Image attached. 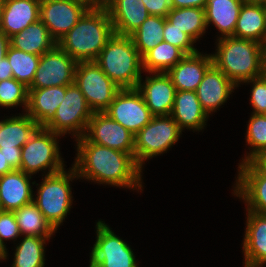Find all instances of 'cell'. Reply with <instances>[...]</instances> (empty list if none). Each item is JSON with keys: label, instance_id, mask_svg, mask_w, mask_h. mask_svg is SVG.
Returning a JSON list of instances; mask_svg holds the SVG:
<instances>
[{"label": "cell", "instance_id": "49", "mask_svg": "<svg viewBox=\"0 0 266 267\" xmlns=\"http://www.w3.org/2000/svg\"><path fill=\"white\" fill-rule=\"evenodd\" d=\"M243 3L253 4V5H258V6H265L266 0H243Z\"/></svg>", "mask_w": 266, "mask_h": 267}, {"label": "cell", "instance_id": "26", "mask_svg": "<svg viewBox=\"0 0 266 267\" xmlns=\"http://www.w3.org/2000/svg\"><path fill=\"white\" fill-rule=\"evenodd\" d=\"M243 0H207L205 22L214 24L222 37L233 36Z\"/></svg>", "mask_w": 266, "mask_h": 267}, {"label": "cell", "instance_id": "25", "mask_svg": "<svg viewBox=\"0 0 266 267\" xmlns=\"http://www.w3.org/2000/svg\"><path fill=\"white\" fill-rule=\"evenodd\" d=\"M10 46L29 54L41 56L53 49L57 42L39 19L20 33L9 38Z\"/></svg>", "mask_w": 266, "mask_h": 267}, {"label": "cell", "instance_id": "40", "mask_svg": "<svg viewBox=\"0 0 266 267\" xmlns=\"http://www.w3.org/2000/svg\"><path fill=\"white\" fill-rule=\"evenodd\" d=\"M150 15L166 17L172 9L171 0H142Z\"/></svg>", "mask_w": 266, "mask_h": 267}, {"label": "cell", "instance_id": "1", "mask_svg": "<svg viewBox=\"0 0 266 267\" xmlns=\"http://www.w3.org/2000/svg\"><path fill=\"white\" fill-rule=\"evenodd\" d=\"M77 152L72 167L79 178L117 187L142 188V169L131 154L89 142L84 136L77 139Z\"/></svg>", "mask_w": 266, "mask_h": 267}, {"label": "cell", "instance_id": "31", "mask_svg": "<svg viewBox=\"0 0 266 267\" xmlns=\"http://www.w3.org/2000/svg\"><path fill=\"white\" fill-rule=\"evenodd\" d=\"M166 20L189 35L195 42L205 33V9L188 7L172 8Z\"/></svg>", "mask_w": 266, "mask_h": 267}, {"label": "cell", "instance_id": "2", "mask_svg": "<svg viewBox=\"0 0 266 267\" xmlns=\"http://www.w3.org/2000/svg\"><path fill=\"white\" fill-rule=\"evenodd\" d=\"M113 35V24L105 7H90L57 45L77 63L95 62Z\"/></svg>", "mask_w": 266, "mask_h": 267}, {"label": "cell", "instance_id": "18", "mask_svg": "<svg viewBox=\"0 0 266 267\" xmlns=\"http://www.w3.org/2000/svg\"><path fill=\"white\" fill-rule=\"evenodd\" d=\"M107 10L115 34L130 36L149 17L142 0H106Z\"/></svg>", "mask_w": 266, "mask_h": 267}, {"label": "cell", "instance_id": "10", "mask_svg": "<svg viewBox=\"0 0 266 267\" xmlns=\"http://www.w3.org/2000/svg\"><path fill=\"white\" fill-rule=\"evenodd\" d=\"M104 113L134 135L153 117L137 88L120 89Z\"/></svg>", "mask_w": 266, "mask_h": 267}, {"label": "cell", "instance_id": "33", "mask_svg": "<svg viewBox=\"0 0 266 267\" xmlns=\"http://www.w3.org/2000/svg\"><path fill=\"white\" fill-rule=\"evenodd\" d=\"M50 237L24 236L16 247L12 267H44V244Z\"/></svg>", "mask_w": 266, "mask_h": 267}, {"label": "cell", "instance_id": "21", "mask_svg": "<svg viewBox=\"0 0 266 267\" xmlns=\"http://www.w3.org/2000/svg\"><path fill=\"white\" fill-rule=\"evenodd\" d=\"M246 226L244 267H263L266 263V215L248 211Z\"/></svg>", "mask_w": 266, "mask_h": 267}, {"label": "cell", "instance_id": "24", "mask_svg": "<svg viewBox=\"0 0 266 267\" xmlns=\"http://www.w3.org/2000/svg\"><path fill=\"white\" fill-rule=\"evenodd\" d=\"M170 116L183 130H202L208 119L207 113L203 110L195 91H176L174 106Z\"/></svg>", "mask_w": 266, "mask_h": 267}, {"label": "cell", "instance_id": "45", "mask_svg": "<svg viewBox=\"0 0 266 267\" xmlns=\"http://www.w3.org/2000/svg\"><path fill=\"white\" fill-rule=\"evenodd\" d=\"M13 170L14 169L11 167L8 161L5 160V156L0 151V176H3L6 173L12 172Z\"/></svg>", "mask_w": 266, "mask_h": 267}, {"label": "cell", "instance_id": "17", "mask_svg": "<svg viewBox=\"0 0 266 267\" xmlns=\"http://www.w3.org/2000/svg\"><path fill=\"white\" fill-rule=\"evenodd\" d=\"M234 87L237 86L212 64L195 92L203 110L209 116L211 112L216 111L226 102Z\"/></svg>", "mask_w": 266, "mask_h": 267}, {"label": "cell", "instance_id": "29", "mask_svg": "<svg viewBox=\"0 0 266 267\" xmlns=\"http://www.w3.org/2000/svg\"><path fill=\"white\" fill-rule=\"evenodd\" d=\"M13 212L20 229V235L51 237L56 231L34 202L23 205Z\"/></svg>", "mask_w": 266, "mask_h": 267}, {"label": "cell", "instance_id": "13", "mask_svg": "<svg viewBox=\"0 0 266 267\" xmlns=\"http://www.w3.org/2000/svg\"><path fill=\"white\" fill-rule=\"evenodd\" d=\"M89 8L80 0H41L39 18L58 42Z\"/></svg>", "mask_w": 266, "mask_h": 267}, {"label": "cell", "instance_id": "46", "mask_svg": "<svg viewBox=\"0 0 266 267\" xmlns=\"http://www.w3.org/2000/svg\"><path fill=\"white\" fill-rule=\"evenodd\" d=\"M266 175V152L252 161Z\"/></svg>", "mask_w": 266, "mask_h": 267}, {"label": "cell", "instance_id": "44", "mask_svg": "<svg viewBox=\"0 0 266 267\" xmlns=\"http://www.w3.org/2000/svg\"><path fill=\"white\" fill-rule=\"evenodd\" d=\"M9 45V37L0 31V61L6 57Z\"/></svg>", "mask_w": 266, "mask_h": 267}, {"label": "cell", "instance_id": "14", "mask_svg": "<svg viewBox=\"0 0 266 267\" xmlns=\"http://www.w3.org/2000/svg\"><path fill=\"white\" fill-rule=\"evenodd\" d=\"M84 137L92 143L129 153L134 157V134L104 112H94Z\"/></svg>", "mask_w": 266, "mask_h": 267}, {"label": "cell", "instance_id": "28", "mask_svg": "<svg viewBox=\"0 0 266 267\" xmlns=\"http://www.w3.org/2000/svg\"><path fill=\"white\" fill-rule=\"evenodd\" d=\"M39 127L26 113L0 121V149H21Z\"/></svg>", "mask_w": 266, "mask_h": 267}, {"label": "cell", "instance_id": "43", "mask_svg": "<svg viewBox=\"0 0 266 267\" xmlns=\"http://www.w3.org/2000/svg\"><path fill=\"white\" fill-rule=\"evenodd\" d=\"M11 78H13L12 68L7 57H4L0 61V81Z\"/></svg>", "mask_w": 266, "mask_h": 267}, {"label": "cell", "instance_id": "7", "mask_svg": "<svg viewBox=\"0 0 266 267\" xmlns=\"http://www.w3.org/2000/svg\"><path fill=\"white\" fill-rule=\"evenodd\" d=\"M182 130L169 116H153L151 121L134 135V160L142 169L145 160L171 148L179 139Z\"/></svg>", "mask_w": 266, "mask_h": 267}, {"label": "cell", "instance_id": "37", "mask_svg": "<svg viewBox=\"0 0 266 267\" xmlns=\"http://www.w3.org/2000/svg\"><path fill=\"white\" fill-rule=\"evenodd\" d=\"M163 41L180 48L186 55L198 52V50L193 46L195 41L167 20H165L163 30Z\"/></svg>", "mask_w": 266, "mask_h": 267}, {"label": "cell", "instance_id": "47", "mask_svg": "<svg viewBox=\"0 0 266 267\" xmlns=\"http://www.w3.org/2000/svg\"><path fill=\"white\" fill-rule=\"evenodd\" d=\"M86 3L89 7H103L106 0H80Z\"/></svg>", "mask_w": 266, "mask_h": 267}, {"label": "cell", "instance_id": "19", "mask_svg": "<svg viewBox=\"0 0 266 267\" xmlns=\"http://www.w3.org/2000/svg\"><path fill=\"white\" fill-rule=\"evenodd\" d=\"M213 64L212 55L196 52L185 55L167 74L176 91H196L207 69Z\"/></svg>", "mask_w": 266, "mask_h": 267}, {"label": "cell", "instance_id": "51", "mask_svg": "<svg viewBox=\"0 0 266 267\" xmlns=\"http://www.w3.org/2000/svg\"><path fill=\"white\" fill-rule=\"evenodd\" d=\"M1 16H2V0H0V31H1Z\"/></svg>", "mask_w": 266, "mask_h": 267}, {"label": "cell", "instance_id": "41", "mask_svg": "<svg viewBox=\"0 0 266 267\" xmlns=\"http://www.w3.org/2000/svg\"><path fill=\"white\" fill-rule=\"evenodd\" d=\"M5 156V160L15 169H20L21 165V149H0Z\"/></svg>", "mask_w": 266, "mask_h": 267}, {"label": "cell", "instance_id": "3", "mask_svg": "<svg viewBox=\"0 0 266 267\" xmlns=\"http://www.w3.org/2000/svg\"><path fill=\"white\" fill-rule=\"evenodd\" d=\"M213 64L237 87L263 75L264 45L233 36L219 37ZM240 82V83H239Z\"/></svg>", "mask_w": 266, "mask_h": 267}, {"label": "cell", "instance_id": "12", "mask_svg": "<svg viewBox=\"0 0 266 267\" xmlns=\"http://www.w3.org/2000/svg\"><path fill=\"white\" fill-rule=\"evenodd\" d=\"M97 239L93 245L90 262L98 267H138L129 245L103 223H96Z\"/></svg>", "mask_w": 266, "mask_h": 267}, {"label": "cell", "instance_id": "38", "mask_svg": "<svg viewBox=\"0 0 266 267\" xmlns=\"http://www.w3.org/2000/svg\"><path fill=\"white\" fill-rule=\"evenodd\" d=\"M252 82L253 87L251 90L250 103L253 106V113L265 114L266 113V77L264 75L247 80L243 83Z\"/></svg>", "mask_w": 266, "mask_h": 267}, {"label": "cell", "instance_id": "48", "mask_svg": "<svg viewBox=\"0 0 266 267\" xmlns=\"http://www.w3.org/2000/svg\"><path fill=\"white\" fill-rule=\"evenodd\" d=\"M7 249L5 244L1 241L0 239V260L3 259L5 260L7 258Z\"/></svg>", "mask_w": 266, "mask_h": 267}, {"label": "cell", "instance_id": "42", "mask_svg": "<svg viewBox=\"0 0 266 267\" xmlns=\"http://www.w3.org/2000/svg\"><path fill=\"white\" fill-rule=\"evenodd\" d=\"M207 4V0H171L172 8H202L204 9Z\"/></svg>", "mask_w": 266, "mask_h": 267}, {"label": "cell", "instance_id": "50", "mask_svg": "<svg viewBox=\"0 0 266 267\" xmlns=\"http://www.w3.org/2000/svg\"><path fill=\"white\" fill-rule=\"evenodd\" d=\"M263 75L266 77V45L264 47Z\"/></svg>", "mask_w": 266, "mask_h": 267}, {"label": "cell", "instance_id": "11", "mask_svg": "<svg viewBox=\"0 0 266 267\" xmlns=\"http://www.w3.org/2000/svg\"><path fill=\"white\" fill-rule=\"evenodd\" d=\"M77 62L56 45L40 56L32 84L28 89L69 86L74 83Z\"/></svg>", "mask_w": 266, "mask_h": 267}, {"label": "cell", "instance_id": "15", "mask_svg": "<svg viewBox=\"0 0 266 267\" xmlns=\"http://www.w3.org/2000/svg\"><path fill=\"white\" fill-rule=\"evenodd\" d=\"M234 194L247 203V211L266 215V175L253 163L239 165Z\"/></svg>", "mask_w": 266, "mask_h": 267}, {"label": "cell", "instance_id": "5", "mask_svg": "<svg viewBox=\"0 0 266 267\" xmlns=\"http://www.w3.org/2000/svg\"><path fill=\"white\" fill-rule=\"evenodd\" d=\"M73 178H79L74 167L68 173L63 170L46 175L38 188L36 199H33L45 219L55 230L63 223L71 208L73 197L70 181Z\"/></svg>", "mask_w": 266, "mask_h": 267}, {"label": "cell", "instance_id": "4", "mask_svg": "<svg viewBox=\"0 0 266 267\" xmlns=\"http://www.w3.org/2000/svg\"><path fill=\"white\" fill-rule=\"evenodd\" d=\"M95 62L120 89L138 87L142 57L130 36L114 33Z\"/></svg>", "mask_w": 266, "mask_h": 267}, {"label": "cell", "instance_id": "36", "mask_svg": "<svg viewBox=\"0 0 266 267\" xmlns=\"http://www.w3.org/2000/svg\"><path fill=\"white\" fill-rule=\"evenodd\" d=\"M21 104L26 110L28 87L14 78L0 81V106L10 108Z\"/></svg>", "mask_w": 266, "mask_h": 267}, {"label": "cell", "instance_id": "39", "mask_svg": "<svg viewBox=\"0 0 266 267\" xmlns=\"http://www.w3.org/2000/svg\"><path fill=\"white\" fill-rule=\"evenodd\" d=\"M20 235V229L17 224L13 211H0V239H16Z\"/></svg>", "mask_w": 266, "mask_h": 267}, {"label": "cell", "instance_id": "27", "mask_svg": "<svg viewBox=\"0 0 266 267\" xmlns=\"http://www.w3.org/2000/svg\"><path fill=\"white\" fill-rule=\"evenodd\" d=\"M233 37L266 45V23L263 6L242 4Z\"/></svg>", "mask_w": 266, "mask_h": 267}, {"label": "cell", "instance_id": "16", "mask_svg": "<svg viewBox=\"0 0 266 267\" xmlns=\"http://www.w3.org/2000/svg\"><path fill=\"white\" fill-rule=\"evenodd\" d=\"M137 89L141 92L146 106L153 116H169L174 106L176 88L170 76L163 72H154V76L142 78Z\"/></svg>", "mask_w": 266, "mask_h": 267}, {"label": "cell", "instance_id": "8", "mask_svg": "<svg viewBox=\"0 0 266 267\" xmlns=\"http://www.w3.org/2000/svg\"><path fill=\"white\" fill-rule=\"evenodd\" d=\"M94 112L80 89L73 83L66 86V95L54 116L43 126L58 134L73 133L78 139L84 136L88 122Z\"/></svg>", "mask_w": 266, "mask_h": 267}, {"label": "cell", "instance_id": "23", "mask_svg": "<svg viewBox=\"0 0 266 267\" xmlns=\"http://www.w3.org/2000/svg\"><path fill=\"white\" fill-rule=\"evenodd\" d=\"M66 95V86L28 89L26 114L44 126L55 114Z\"/></svg>", "mask_w": 266, "mask_h": 267}, {"label": "cell", "instance_id": "32", "mask_svg": "<svg viewBox=\"0 0 266 267\" xmlns=\"http://www.w3.org/2000/svg\"><path fill=\"white\" fill-rule=\"evenodd\" d=\"M165 20L166 17L149 15L140 27L130 35L141 57L163 41Z\"/></svg>", "mask_w": 266, "mask_h": 267}, {"label": "cell", "instance_id": "53", "mask_svg": "<svg viewBox=\"0 0 266 267\" xmlns=\"http://www.w3.org/2000/svg\"><path fill=\"white\" fill-rule=\"evenodd\" d=\"M89 267H98L97 265H95L94 263L90 262Z\"/></svg>", "mask_w": 266, "mask_h": 267}, {"label": "cell", "instance_id": "20", "mask_svg": "<svg viewBox=\"0 0 266 267\" xmlns=\"http://www.w3.org/2000/svg\"><path fill=\"white\" fill-rule=\"evenodd\" d=\"M41 0H2L1 32L9 38L37 22Z\"/></svg>", "mask_w": 266, "mask_h": 267}, {"label": "cell", "instance_id": "52", "mask_svg": "<svg viewBox=\"0 0 266 267\" xmlns=\"http://www.w3.org/2000/svg\"><path fill=\"white\" fill-rule=\"evenodd\" d=\"M263 8H264V15H265V23H266V5L263 6Z\"/></svg>", "mask_w": 266, "mask_h": 267}, {"label": "cell", "instance_id": "35", "mask_svg": "<svg viewBox=\"0 0 266 267\" xmlns=\"http://www.w3.org/2000/svg\"><path fill=\"white\" fill-rule=\"evenodd\" d=\"M252 114L247 127L246 142L253 150L242 159V163L252 162L260 154L266 152V116L264 114Z\"/></svg>", "mask_w": 266, "mask_h": 267}, {"label": "cell", "instance_id": "34", "mask_svg": "<svg viewBox=\"0 0 266 267\" xmlns=\"http://www.w3.org/2000/svg\"><path fill=\"white\" fill-rule=\"evenodd\" d=\"M13 73V78L26 87L32 84L40 56L26 53L9 45L6 55Z\"/></svg>", "mask_w": 266, "mask_h": 267}, {"label": "cell", "instance_id": "9", "mask_svg": "<svg viewBox=\"0 0 266 267\" xmlns=\"http://www.w3.org/2000/svg\"><path fill=\"white\" fill-rule=\"evenodd\" d=\"M74 84L93 112H104L120 90L96 62H78Z\"/></svg>", "mask_w": 266, "mask_h": 267}, {"label": "cell", "instance_id": "30", "mask_svg": "<svg viewBox=\"0 0 266 267\" xmlns=\"http://www.w3.org/2000/svg\"><path fill=\"white\" fill-rule=\"evenodd\" d=\"M186 54L178 47L162 41L142 57V68L149 73H167Z\"/></svg>", "mask_w": 266, "mask_h": 267}, {"label": "cell", "instance_id": "6", "mask_svg": "<svg viewBox=\"0 0 266 267\" xmlns=\"http://www.w3.org/2000/svg\"><path fill=\"white\" fill-rule=\"evenodd\" d=\"M58 135L40 126L21 148L20 169L26 174L33 175L46 170V175H52L64 170L63 158L60 156Z\"/></svg>", "mask_w": 266, "mask_h": 267}, {"label": "cell", "instance_id": "22", "mask_svg": "<svg viewBox=\"0 0 266 267\" xmlns=\"http://www.w3.org/2000/svg\"><path fill=\"white\" fill-rule=\"evenodd\" d=\"M31 175L19 169L0 176V203L3 211H15L33 202Z\"/></svg>", "mask_w": 266, "mask_h": 267}]
</instances>
